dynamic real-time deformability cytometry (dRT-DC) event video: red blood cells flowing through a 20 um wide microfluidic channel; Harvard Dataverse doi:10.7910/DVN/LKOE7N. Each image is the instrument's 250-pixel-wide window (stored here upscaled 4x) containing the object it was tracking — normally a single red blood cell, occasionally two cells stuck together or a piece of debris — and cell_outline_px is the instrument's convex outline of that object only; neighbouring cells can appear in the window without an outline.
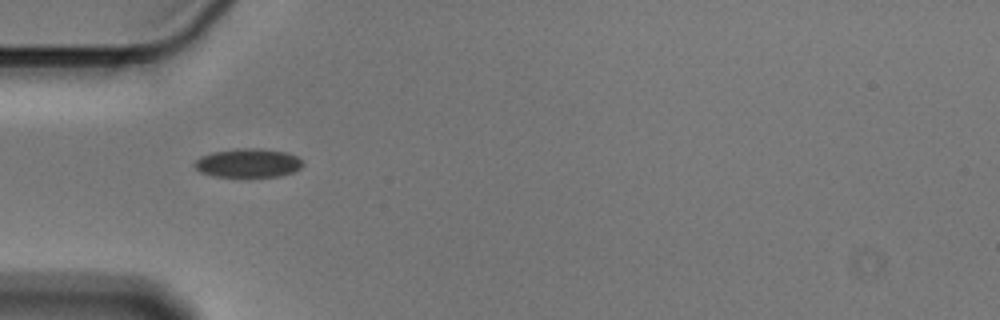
{"species": "Egyptian fruit bat (a non-hibernating species)", "species_latin": "Rousettus aegyptiacus", "temperature_condition": "cold", "stored_images_in_passage": 40, "camera_frame_rate_fps": 3000, "um_per_image_px": 0.085, "animal": {"sex": "male"}, "frame": {"image": 1, "passage_image": 1, "time_ms": 0.0, "image_size_px": [1000, 320], "cell_outline_px": [[304, 164], [300, 168], [292, 172], [280, 176], [212, 176], [200, 172], [192, 164], [200, 156], [212, 152], [236, 148], [256, 148], [288, 152], [296, 156]], "centroid_in_image_um": [21.06, 13.84], "position_along_channel_um": 63.9, "area_um2": 18.15}}
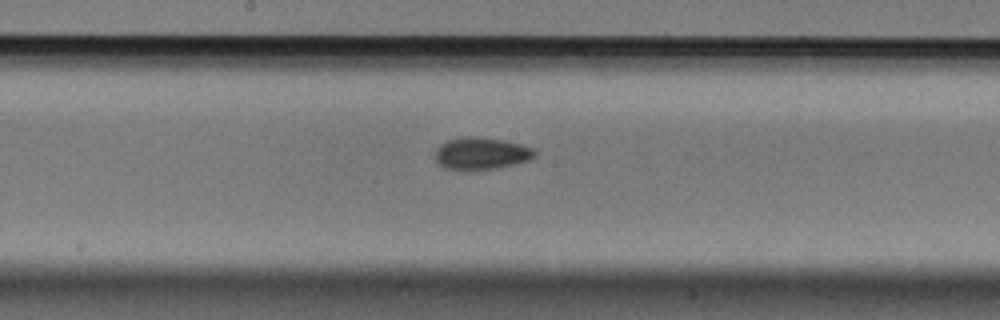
{"frame": {"image": 2, "passage_image": 13, "time_ms": 4.0, "image_size_px": [1000, 320], "cell_outline_px": [[536, 156], [528, 160], [516, 164], [496, 168], [468, 172], [444, 168], [436, 160], [436, 148], [440, 144], [448, 140], [468, 136], [504, 140], [536, 148]], "centroid_in_image_um": [40.92, 13.07], "position_along_channel_um": 207.3, "area_um2": 18.96}}
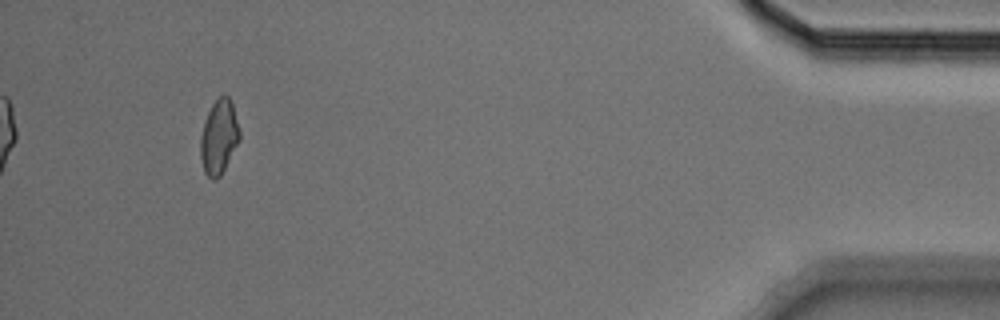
{"frame": {"image": 3, "passage_image": 36, "time_ms": 11.667, "image_size_px": [1000, 320], "cell_outline_px": [[240, 140], [220, 176], [216, 180], [212, 180], [204, 172], [200, 156], [200, 136], [208, 112], [212, 104], [220, 96], [228, 96], [232, 104], [240, 132]], "centroid_in_image_um": [18.6, 11.68], "position_along_channel_um": 416.6, "area_um2": 16.76}, "authors_computed_cell_mechanics": {"area_um2": 17.6001, "velocity_mm_per_s": 3.5905, "shape_relaxation_time_tau1_ms": 5.7949, "shape_relaxation_time_tau2_ms": 3.8709, "deformation_change_tau1": 0.09, "deformation_change_tau2": 0.0715}}